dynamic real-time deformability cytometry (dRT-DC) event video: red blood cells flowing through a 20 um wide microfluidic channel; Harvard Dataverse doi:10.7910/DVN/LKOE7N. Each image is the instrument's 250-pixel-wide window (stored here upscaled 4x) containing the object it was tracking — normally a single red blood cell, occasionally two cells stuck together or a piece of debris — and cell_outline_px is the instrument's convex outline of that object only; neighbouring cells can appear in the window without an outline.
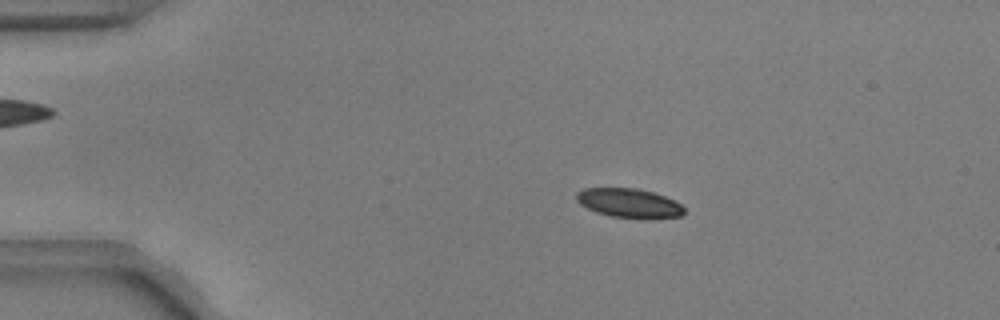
{"species": "common noctule bat (a hibernating species)", "species_latin": "Nyctalus noctula", "temperature_condition": "warm", "stored_images_in_passage": 17, "camera_frame_rate_fps": 3000, "um_per_image_px": 0.085, "animal": {"sex": "male", "body_mass_g": 17.9, "forearm_length_mm": 54.2}, "frame": {"image": 1, "passage_image": 12, "time_ms": 3.667, "image_size_px": [1000, 320], "cell_outline_px": [[684, 216], [612, 216], [596, 212], [580, 204], [576, 200], [576, 192], [584, 188], [636, 188], [652, 192], [664, 196], [680, 204], [684, 208]], "centroid_in_image_um": [53.4, 17.21], "position_along_channel_um": 31.6, "area_um2": 17.51}}